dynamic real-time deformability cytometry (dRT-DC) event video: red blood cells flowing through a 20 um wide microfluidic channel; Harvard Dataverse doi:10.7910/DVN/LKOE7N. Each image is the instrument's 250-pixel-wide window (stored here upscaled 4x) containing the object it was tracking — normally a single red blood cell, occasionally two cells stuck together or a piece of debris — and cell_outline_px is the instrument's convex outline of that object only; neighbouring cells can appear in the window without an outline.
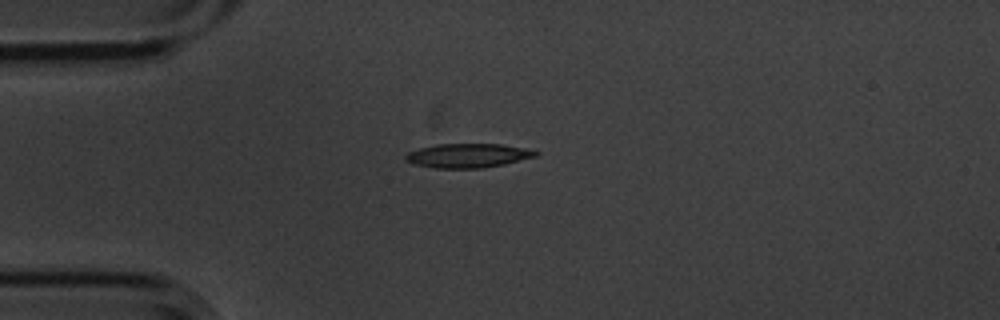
{"species": "common noctule bat (a hibernating species)", "species_latin": "Nyctalus noctula", "temperature_condition": "cold", "stored_images_in_passage": 12, "camera_frame_rate_fps": 3000, "um_per_image_px": 0.085, "animal": {"sex": "male", "body_mass_g": 20.1, "forearm_length_mm": 53.5}, "frame": {"image": 1, "passage_image": 1, "time_ms": 0.0, "image_size_px": [1000, 320], "cell_outline_px": [[540, 152], [536, 156], [504, 164], [480, 168], [436, 168], [412, 164], [404, 160], [404, 156], [408, 152], [420, 148], [436, 144], [500, 144], [524, 148]], "centroid_in_image_um": [39.72, 13.22], "position_along_channel_um": 45.3, "area_um2": 18.21}}
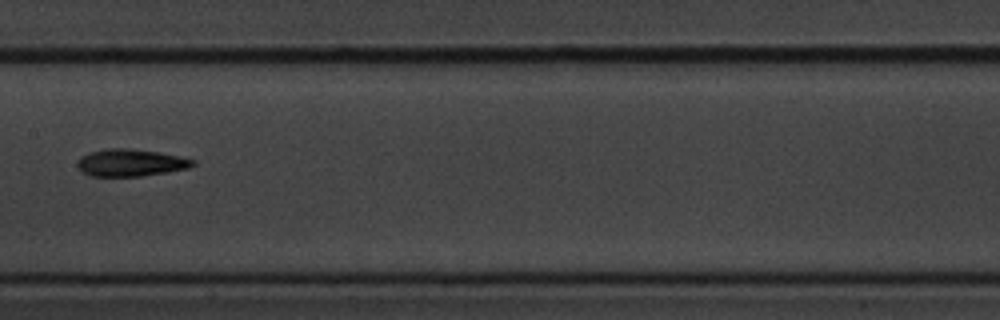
{"frame": {"image": 2, "passage_image": 5, "time_ms": 1.333, "image_size_px": [1000, 320], "cell_outline_px": [[196, 164], [188, 168], [168, 172], [140, 176], [92, 176], [84, 172], [76, 164], [80, 156], [88, 152], [104, 148], [132, 148], [180, 156], [196, 160]], "centroid_in_image_um": [11.1, 13.82], "position_along_channel_um": 196.3, "area_um2": 18.38}}
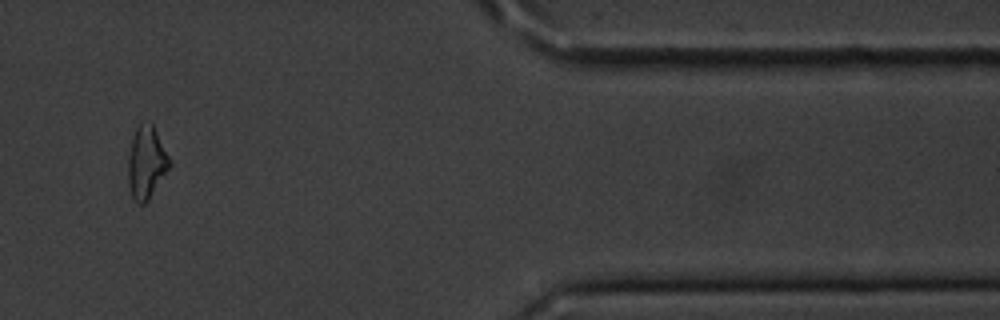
{"frame": {"image": 3, "passage_image": 10, "time_ms": 3.0, "image_size_px": [1000, 320], "cell_outline_px": [[172, 164], [148, 200], [144, 204], [136, 204], [132, 196], [128, 184], [128, 156], [132, 140], [136, 128], [140, 124], [148, 120], [152, 124], [172, 160]], "centroid_in_image_um": [12.45, 13.82], "position_along_channel_um": 398.9, "area_um2": 17.57}}